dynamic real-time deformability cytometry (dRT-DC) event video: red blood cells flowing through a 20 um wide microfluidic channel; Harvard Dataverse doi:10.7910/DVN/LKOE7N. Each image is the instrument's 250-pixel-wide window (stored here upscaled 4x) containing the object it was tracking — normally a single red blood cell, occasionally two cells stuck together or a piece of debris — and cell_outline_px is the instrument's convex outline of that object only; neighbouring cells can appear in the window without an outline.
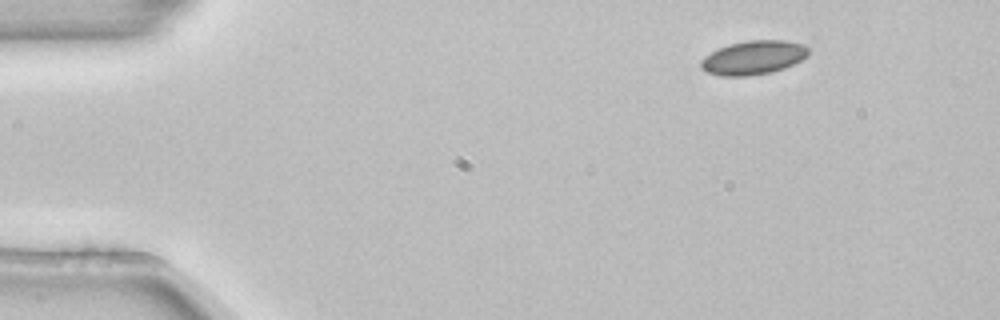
{"species": "common noctule bat (a hibernating species)", "species_latin": "Nyctalus noctula", "temperature_condition": "room temperature", "stored_images_in_passage": 2, "camera_frame_rate_fps": 3000, "um_per_image_px": 0.085, "animal": {"sex": "female", "body_mass_g": 22.7, "forearm_length_mm": 54.2}, "frame": {"image": 1, "passage_image": 2, "time_ms": 0.333, "image_size_px": [1000, 320], "cell_outline_px": [[808, 56], [784, 68], [772, 72], [748, 76], [720, 76], [708, 72], [700, 68], [700, 60], [704, 56], [728, 44], [748, 40], [784, 40], [804, 44], [808, 48]], "centroid_in_image_um": [64.02, 4.89], "position_along_channel_um": 21.0, "area_um2": 21.27}}